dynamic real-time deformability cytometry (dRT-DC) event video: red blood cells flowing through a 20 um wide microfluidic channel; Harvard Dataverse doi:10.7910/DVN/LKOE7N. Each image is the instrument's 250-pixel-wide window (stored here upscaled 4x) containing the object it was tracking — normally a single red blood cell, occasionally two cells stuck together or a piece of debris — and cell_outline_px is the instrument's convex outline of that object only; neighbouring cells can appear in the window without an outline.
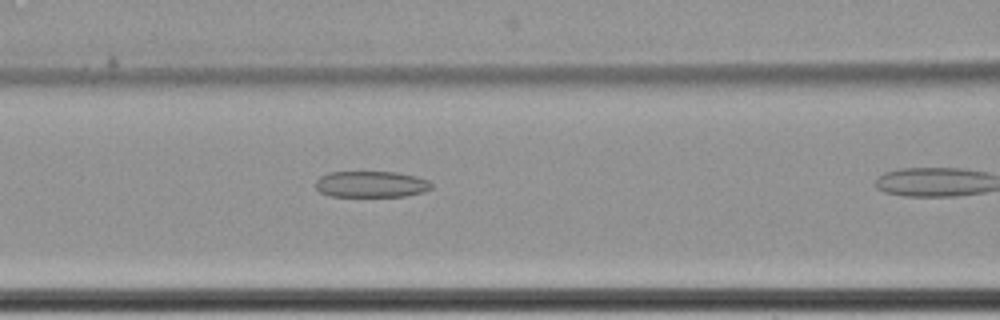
{"species": "common noctule bat (a hibernating species)", "species_latin": "Nyctalus noctula", "temperature_condition": "cold", "stored_images_in_passage": 26, "camera_frame_rate_fps": 3000, "um_per_image_px": 0.085, "animal": {"sex": "female", "body_mass_g": 22.7, "forearm_length_mm": 54.2}, "frame": {"image": 1, "passage_image": 22, "time_ms": 7.0, "image_size_px": [1000, 320], "cell_outline_px": [[432, 188], [424, 192], [404, 196], [328, 196], [320, 192], [316, 188], [316, 180], [320, 176], [328, 172], [396, 172], [416, 176], [428, 180], [432, 184]], "centroid_in_image_um": [31.54, 15.66], "position_along_channel_um": 135.1, "area_um2": 17.8}}